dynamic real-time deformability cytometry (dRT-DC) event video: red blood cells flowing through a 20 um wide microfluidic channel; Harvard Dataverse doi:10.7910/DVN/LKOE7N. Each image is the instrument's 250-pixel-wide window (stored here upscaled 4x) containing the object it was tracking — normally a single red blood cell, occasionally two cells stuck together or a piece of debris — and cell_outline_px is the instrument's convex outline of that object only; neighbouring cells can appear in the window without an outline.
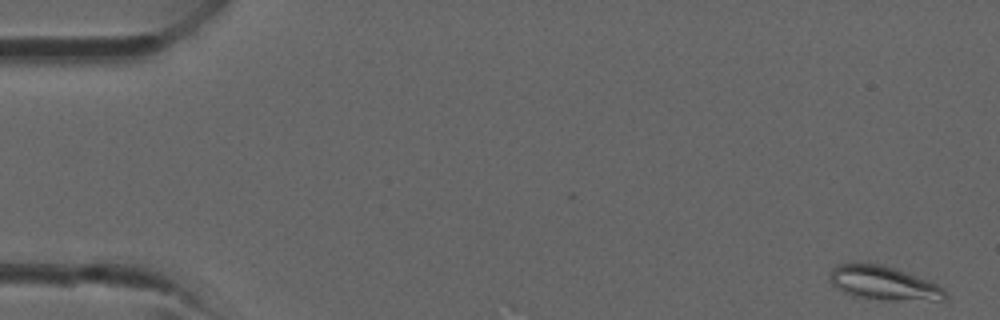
{"species": "common noctule bat (a hibernating species)", "species_latin": "Nyctalus noctula", "temperature_condition": "room temperature", "stored_images_in_passage": 35, "camera_frame_rate_fps": 3000, "um_per_image_px": 0.085, "animal": {"sex": "male", "forearm_length_mm": 52.5}, "frame": {"image": 1, "passage_image": 1, "time_ms": 0.0, "image_size_px": [1000, 320], "cell_outline_px": [[948, 296], [944, 300], [884, 300], [856, 296], [844, 292], [836, 288], [832, 284], [832, 268], [836, 264], [880, 264], [904, 272], [936, 284], [944, 288]], "centroid_in_image_um": [75.13, 24.09], "position_along_channel_um": 9.9, "area_um2": 22.14}}
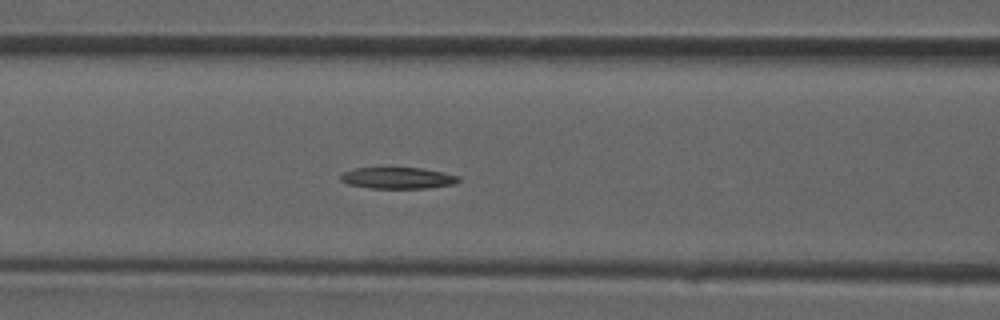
{"frame": {"image": 2, "passage_image": 16, "time_ms": 5.0, "image_size_px": [1000, 320], "cell_outline_px": [[460, 180], [452, 184], [428, 188], [368, 188], [348, 184], [340, 180], [340, 172], [352, 168], [420, 168], [444, 172], [460, 176]], "centroid_in_image_um": [33.76, 15.12], "position_along_channel_um": 132.8, "area_um2": 14.8}}
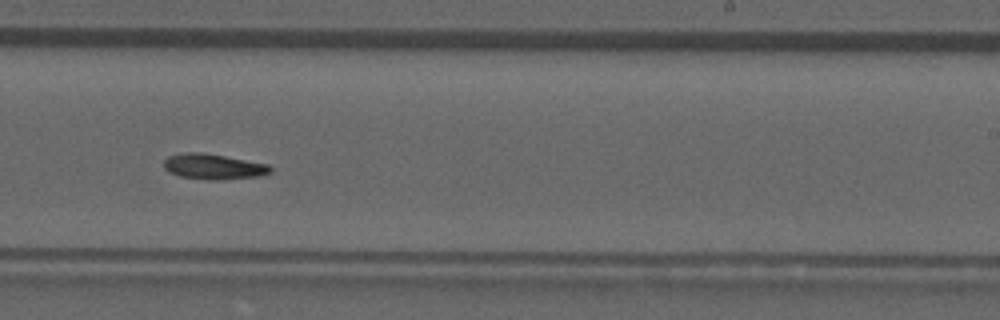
{"frame": {"image": 3, "passage_image": 24, "time_ms": 7.667, "image_size_px": [1000, 320], "cell_outline_px": [[272, 172], [260, 176], [212, 180], [208, 180], [180, 176], [168, 172], [164, 168], [164, 160], [168, 156], [184, 152], [200, 152], [224, 156], [268, 164], [272, 168]], "centroid_in_image_um": [18.12, 14.16], "position_along_channel_um": 270.9, "area_um2": 15.72}}